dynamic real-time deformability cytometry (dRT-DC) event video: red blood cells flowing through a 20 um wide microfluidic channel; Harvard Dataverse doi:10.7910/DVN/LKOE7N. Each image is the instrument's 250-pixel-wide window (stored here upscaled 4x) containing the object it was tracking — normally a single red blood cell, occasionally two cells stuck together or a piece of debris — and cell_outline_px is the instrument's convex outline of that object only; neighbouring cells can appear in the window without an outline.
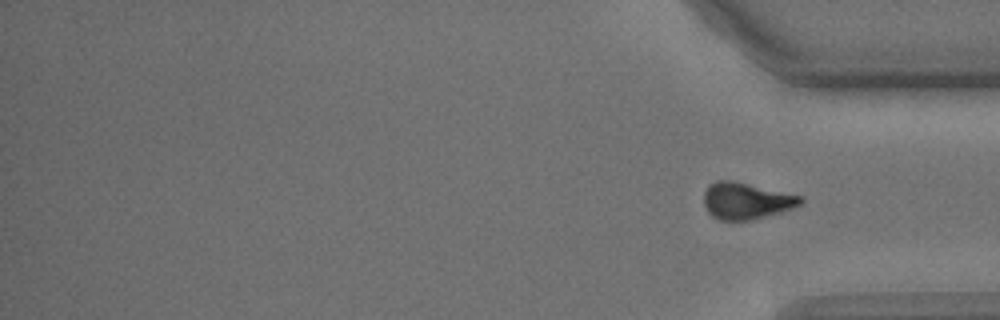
{"species": "common noctule bat (a hibernating species)", "species_latin": "Nyctalus noctula", "temperature_condition": "cold", "stored_images_in_passage": 18, "segment_of_instrument_passage": [2, 2], "camera_frame_rate_fps": 3000, "um_per_image_px": 0.085, "animal": {"sex": "male", "body_mass_g": 15.6}, "frame": {"image": 1, "passage_image": 18, "time_ms": 5.667, "image_size_px": [1000, 320], "cell_outline_px": [[804, 200], [800, 204], [792, 208], [780, 212], [752, 220], [720, 220], [712, 216], [708, 212], [704, 204], [704, 192], [708, 184], [716, 180], [736, 180], [804, 196]], "centroid_in_image_um": [63.43, 17.04], "position_along_channel_um": 371.8, "area_um2": 20.98}}